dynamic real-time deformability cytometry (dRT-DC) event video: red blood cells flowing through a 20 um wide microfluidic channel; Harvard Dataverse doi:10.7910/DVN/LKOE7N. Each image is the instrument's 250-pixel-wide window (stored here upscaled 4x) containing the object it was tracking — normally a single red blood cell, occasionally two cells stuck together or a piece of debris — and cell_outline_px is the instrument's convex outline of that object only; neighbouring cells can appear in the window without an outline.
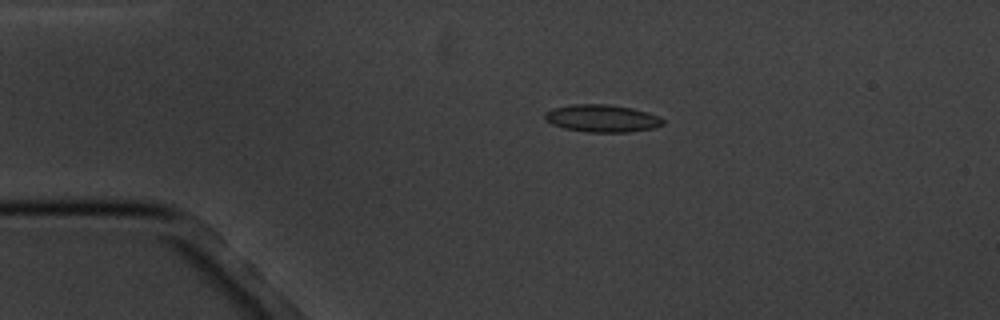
{"species": "common noctule bat (a hibernating species)", "species_latin": "Nyctalus noctula", "temperature_condition": "cold", "stored_images_in_passage": 16, "camera_frame_rate_fps": 3000, "um_per_image_px": 0.085, "animal": {"sex": "male", "body_mass_g": 20.1, "forearm_length_mm": 53.5}, "frame": {"image": 1, "passage_image": 3, "time_ms": 2.333, "image_size_px": [1000, 320], "cell_outline_px": [[664, 124], [656, 128], [628, 132], [584, 132], [564, 128], [552, 124], [544, 120], [544, 112], [552, 108], [572, 104], [608, 104], [632, 108], [660, 116], [664, 120]], "centroid_in_image_um": [51.16, 10.06], "position_along_channel_um": 33.8, "area_um2": 19.13}}
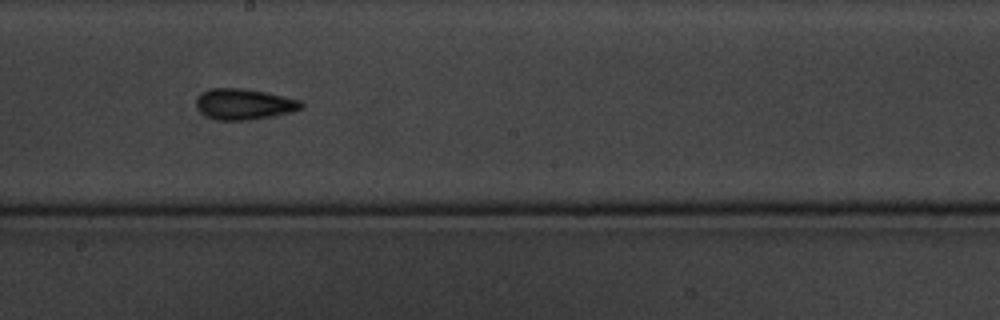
{"frame": {"image": 2, "passage_image": 9, "time_ms": 9.0, "image_size_px": [1000, 320], "cell_outline_px": [[304, 108], [272, 116], [248, 120], [220, 120], [208, 116], [200, 112], [196, 104], [196, 100], [204, 92], [212, 88], [244, 88], [304, 100]], "centroid_in_image_um": [20.8, 8.85], "position_along_channel_um": 227.4, "area_um2": 18.73}}
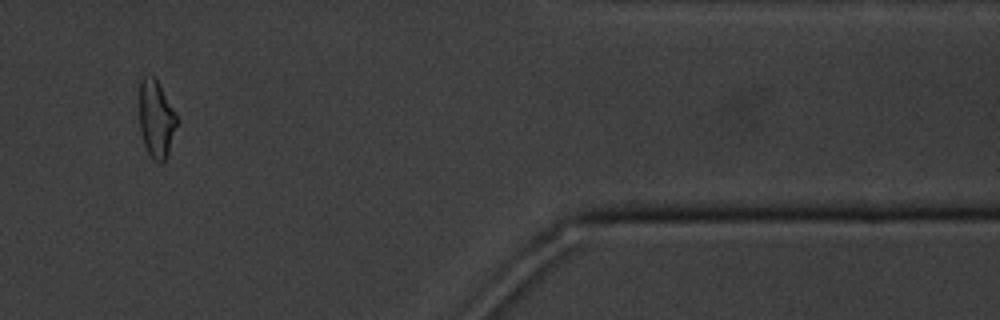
{"frame": {"image": 3, "passage_image": 14, "time_ms": 15.0, "image_size_px": [1000, 320], "cell_outline_px": [[180, 120], [168, 152], [164, 160], [160, 164], [152, 160], [144, 144], [140, 128], [140, 80], [144, 76], [152, 76], [156, 80], [176, 112]], "centroid_in_image_um": [13.31, 10.15], "position_along_channel_um": 398.1, "area_um2": 16.94}, "authors_computed_cell_mechanics": {"area_um2": 18.0047, "velocity_mm_per_s": 3.4389, "shape_relaxation_time_tau1_ms": 6.2288, "shape_relaxation_time_tau2_ms": 2.1603, "deformation_change_tau1": 0.1168, "deformation_change_tau2": 0.0849}}